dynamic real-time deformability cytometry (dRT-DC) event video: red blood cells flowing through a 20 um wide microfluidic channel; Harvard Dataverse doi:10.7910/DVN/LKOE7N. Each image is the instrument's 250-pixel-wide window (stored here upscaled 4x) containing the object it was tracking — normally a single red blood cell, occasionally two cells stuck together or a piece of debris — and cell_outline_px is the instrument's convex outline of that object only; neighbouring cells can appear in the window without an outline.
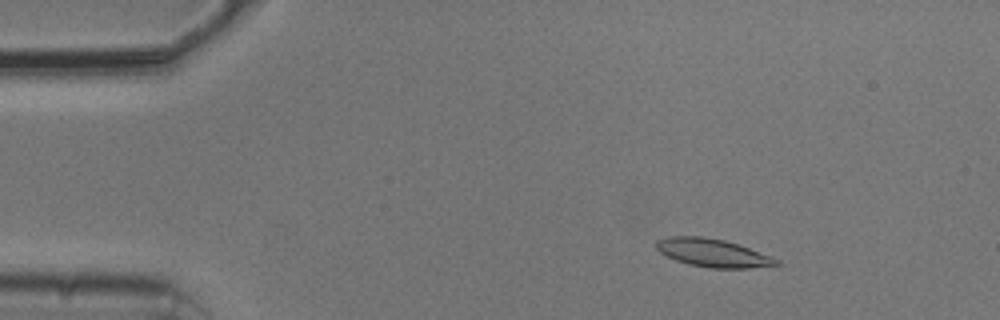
{"species": "common noctule bat (a hibernating species)", "species_latin": "Nyctalus noctula", "temperature_condition": "cold", "stored_images_in_passage": 53, "camera_frame_rate_fps": 3000, "um_per_image_px": 0.085, "animal": {"sex": "male", "body_mass_g": 20.5, "forearm_length_mm": 52.5}, "frame": {"image": 1, "passage_image": 8, "time_ms": 2.333, "image_size_px": [1000, 320], "cell_outline_px": [[780, 264], [748, 268], [712, 268], [688, 264], [676, 260], [660, 252], [656, 248], [656, 240], [668, 236], [700, 236], [724, 240], [748, 248], [780, 260]], "centroid_in_image_um": [60.54, 21.49], "position_along_channel_um": 24.5, "area_um2": 19.36}}
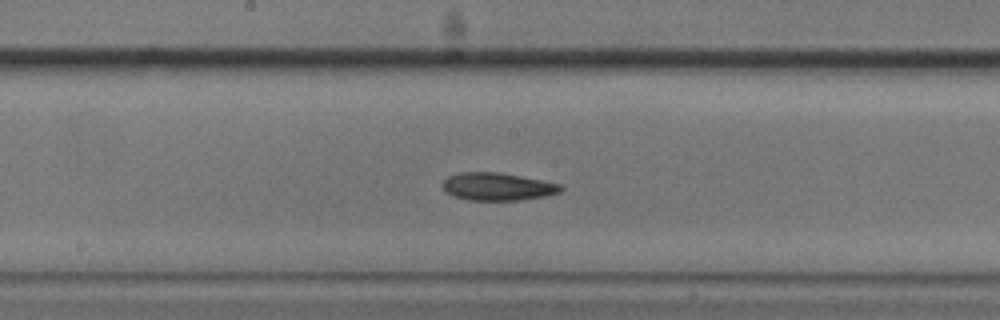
{"frame": {"image": 2, "passage_image": 28, "time_ms": 9.0, "image_size_px": [1000, 320], "cell_outline_px": [[564, 188], [560, 192], [548, 196], [520, 200], [468, 200], [456, 196], [448, 192], [444, 188], [444, 180], [448, 176], [460, 172], [500, 172], [560, 184]], "centroid_in_image_um": [42.33, 15.86], "position_along_channel_um": 205.9, "area_um2": 18.9}}
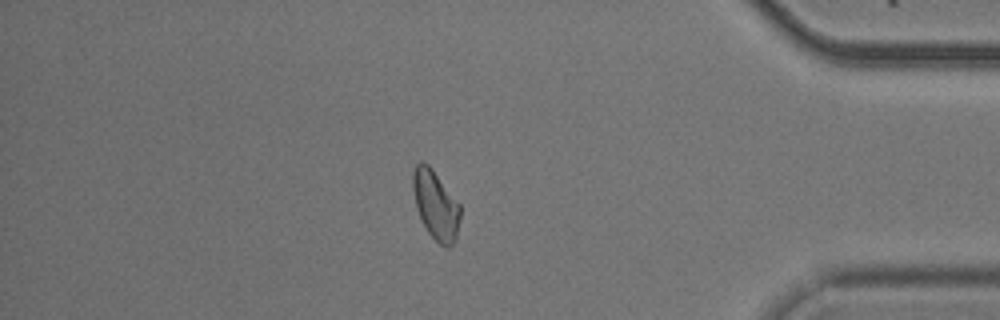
{"frame": {"image": 3, "passage_image": 46, "time_ms": 15.0, "image_size_px": [1000, 320], "cell_outline_px": [[460, 216], [456, 240], [448, 248], [444, 248], [428, 232], [416, 208], [412, 188], [412, 172], [416, 164], [420, 160], [428, 164], [432, 168], [460, 204]], "centroid_in_image_um": [37.03, 17.4], "position_along_channel_um": 398.2, "area_um2": 19.07}, "authors_computed_cell_mechanics": {"area_um2": 19.1318, "velocity_mm_per_s": 3.7635, "shape_relaxation_time_tau1_ms": 5.4946, "shape_relaxation_time_tau2_ms": 10.3262, "deformation_change_tau1": 0.1204, "deformation_change_tau2": 0.1863}}